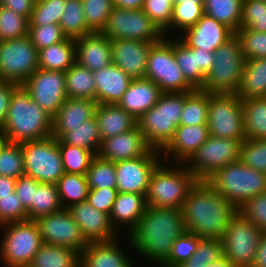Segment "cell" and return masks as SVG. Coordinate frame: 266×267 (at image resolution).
Returning a JSON list of instances; mask_svg holds the SVG:
<instances>
[{
  "label": "cell",
  "mask_w": 266,
  "mask_h": 267,
  "mask_svg": "<svg viewBox=\"0 0 266 267\" xmlns=\"http://www.w3.org/2000/svg\"><path fill=\"white\" fill-rule=\"evenodd\" d=\"M243 0H204V14L229 27L240 28Z\"/></svg>",
  "instance_id": "39"
},
{
  "label": "cell",
  "mask_w": 266,
  "mask_h": 267,
  "mask_svg": "<svg viewBox=\"0 0 266 267\" xmlns=\"http://www.w3.org/2000/svg\"><path fill=\"white\" fill-rule=\"evenodd\" d=\"M246 139H266V97L242 100Z\"/></svg>",
  "instance_id": "34"
},
{
  "label": "cell",
  "mask_w": 266,
  "mask_h": 267,
  "mask_svg": "<svg viewBox=\"0 0 266 267\" xmlns=\"http://www.w3.org/2000/svg\"><path fill=\"white\" fill-rule=\"evenodd\" d=\"M206 182L237 209L247 200L266 192V172L250 168L240 160L220 168Z\"/></svg>",
  "instance_id": "6"
},
{
  "label": "cell",
  "mask_w": 266,
  "mask_h": 267,
  "mask_svg": "<svg viewBox=\"0 0 266 267\" xmlns=\"http://www.w3.org/2000/svg\"><path fill=\"white\" fill-rule=\"evenodd\" d=\"M28 267H80V252L43 243Z\"/></svg>",
  "instance_id": "35"
},
{
  "label": "cell",
  "mask_w": 266,
  "mask_h": 267,
  "mask_svg": "<svg viewBox=\"0 0 266 267\" xmlns=\"http://www.w3.org/2000/svg\"><path fill=\"white\" fill-rule=\"evenodd\" d=\"M75 62L90 71H98L112 64L111 40L101 32H93L75 39Z\"/></svg>",
  "instance_id": "25"
},
{
  "label": "cell",
  "mask_w": 266,
  "mask_h": 267,
  "mask_svg": "<svg viewBox=\"0 0 266 267\" xmlns=\"http://www.w3.org/2000/svg\"><path fill=\"white\" fill-rule=\"evenodd\" d=\"M174 3H183V4H204V0H175Z\"/></svg>",
  "instance_id": "68"
},
{
  "label": "cell",
  "mask_w": 266,
  "mask_h": 267,
  "mask_svg": "<svg viewBox=\"0 0 266 267\" xmlns=\"http://www.w3.org/2000/svg\"><path fill=\"white\" fill-rule=\"evenodd\" d=\"M57 185L53 183H39L34 190L32 201V220L47 216L62 210Z\"/></svg>",
  "instance_id": "42"
},
{
  "label": "cell",
  "mask_w": 266,
  "mask_h": 267,
  "mask_svg": "<svg viewBox=\"0 0 266 267\" xmlns=\"http://www.w3.org/2000/svg\"><path fill=\"white\" fill-rule=\"evenodd\" d=\"M0 227L4 230L0 243L3 267H28L43 244L36 221L25 220Z\"/></svg>",
  "instance_id": "8"
},
{
  "label": "cell",
  "mask_w": 266,
  "mask_h": 267,
  "mask_svg": "<svg viewBox=\"0 0 266 267\" xmlns=\"http://www.w3.org/2000/svg\"><path fill=\"white\" fill-rule=\"evenodd\" d=\"M223 257V244L220 239H201L194 254L179 267H206Z\"/></svg>",
  "instance_id": "48"
},
{
  "label": "cell",
  "mask_w": 266,
  "mask_h": 267,
  "mask_svg": "<svg viewBox=\"0 0 266 267\" xmlns=\"http://www.w3.org/2000/svg\"><path fill=\"white\" fill-rule=\"evenodd\" d=\"M126 255L117 239L88 243L80 253V267H134Z\"/></svg>",
  "instance_id": "29"
},
{
  "label": "cell",
  "mask_w": 266,
  "mask_h": 267,
  "mask_svg": "<svg viewBox=\"0 0 266 267\" xmlns=\"http://www.w3.org/2000/svg\"><path fill=\"white\" fill-rule=\"evenodd\" d=\"M241 143L236 139L209 136L185 165L199 181H206L220 168L240 160Z\"/></svg>",
  "instance_id": "13"
},
{
  "label": "cell",
  "mask_w": 266,
  "mask_h": 267,
  "mask_svg": "<svg viewBox=\"0 0 266 267\" xmlns=\"http://www.w3.org/2000/svg\"><path fill=\"white\" fill-rule=\"evenodd\" d=\"M22 86L32 100L52 117L68 98L64 71L38 68Z\"/></svg>",
  "instance_id": "16"
},
{
  "label": "cell",
  "mask_w": 266,
  "mask_h": 267,
  "mask_svg": "<svg viewBox=\"0 0 266 267\" xmlns=\"http://www.w3.org/2000/svg\"><path fill=\"white\" fill-rule=\"evenodd\" d=\"M262 231L237 212L229 222L222 237L223 256L234 267H252Z\"/></svg>",
  "instance_id": "11"
},
{
  "label": "cell",
  "mask_w": 266,
  "mask_h": 267,
  "mask_svg": "<svg viewBox=\"0 0 266 267\" xmlns=\"http://www.w3.org/2000/svg\"><path fill=\"white\" fill-rule=\"evenodd\" d=\"M173 53L185 80L194 89H201L215 60L214 52L189 48L177 37L173 39Z\"/></svg>",
  "instance_id": "20"
},
{
  "label": "cell",
  "mask_w": 266,
  "mask_h": 267,
  "mask_svg": "<svg viewBox=\"0 0 266 267\" xmlns=\"http://www.w3.org/2000/svg\"><path fill=\"white\" fill-rule=\"evenodd\" d=\"M66 93L69 98L96 101V84L93 71L76 62L65 72Z\"/></svg>",
  "instance_id": "36"
},
{
  "label": "cell",
  "mask_w": 266,
  "mask_h": 267,
  "mask_svg": "<svg viewBox=\"0 0 266 267\" xmlns=\"http://www.w3.org/2000/svg\"><path fill=\"white\" fill-rule=\"evenodd\" d=\"M62 156V164L66 173L86 175L92 159L96 156L92 151L71 146L58 139Z\"/></svg>",
  "instance_id": "43"
},
{
  "label": "cell",
  "mask_w": 266,
  "mask_h": 267,
  "mask_svg": "<svg viewBox=\"0 0 266 267\" xmlns=\"http://www.w3.org/2000/svg\"><path fill=\"white\" fill-rule=\"evenodd\" d=\"M25 220H28V213L15 191L11 196L0 197V226Z\"/></svg>",
  "instance_id": "58"
},
{
  "label": "cell",
  "mask_w": 266,
  "mask_h": 267,
  "mask_svg": "<svg viewBox=\"0 0 266 267\" xmlns=\"http://www.w3.org/2000/svg\"><path fill=\"white\" fill-rule=\"evenodd\" d=\"M95 118L102 141L135 128L138 122L118 104H98Z\"/></svg>",
  "instance_id": "31"
},
{
  "label": "cell",
  "mask_w": 266,
  "mask_h": 267,
  "mask_svg": "<svg viewBox=\"0 0 266 267\" xmlns=\"http://www.w3.org/2000/svg\"><path fill=\"white\" fill-rule=\"evenodd\" d=\"M159 265V266H158ZM157 266L158 267H175V266H169V265H166L164 263H157Z\"/></svg>",
  "instance_id": "69"
},
{
  "label": "cell",
  "mask_w": 266,
  "mask_h": 267,
  "mask_svg": "<svg viewBox=\"0 0 266 267\" xmlns=\"http://www.w3.org/2000/svg\"><path fill=\"white\" fill-rule=\"evenodd\" d=\"M110 40L130 39L157 43L165 36L142 10L113 6L105 28L101 32Z\"/></svg>",
  "instance_id": "14"
},
{
  "label": "cell",
  "mask_w": 266,
  "mask_h": 267,
  "mask_svg": "<svg viewBox=\"0 0 266 267\" xmlns=\"http://www.w3.org/2000/svg\"><path fill=\"white\" fill-rule=\"evenodd\" d=\"M18 86L14 82L0 80V127L5 123L11 96Z\"/></svg>",
  "instance_id": "61"
},
{
  "label": "cell",
  "mask_w": 266,
  "mask_h": 267,
  "mask_svg": "<svg viewBox=\"0 0 266 267\" xmlns=\"http://www.w3.org/2000/svg\"><path fill=\"white\" fill-rule=\"evenodd\" d=\"M208 125H179L172 139L160 151L161 158L185 164L209 137Z\"/></svg>",
  "instance_id": "23"
},
{
  "label": "cell",
  "mask_w": 266,
  "mask_h": 267,
  "mask_svg": "<svg viewBox=\"0 0 266 267\" xmlns=\"http://www.w3.org/2000/svg\"><path fill=\"white\" fill-rule=\"evenodd\" d=\"M84 17L92 32H102L113 8L112 0H82Z\"/></svg>",
  "instance_id": "47"
},
{
  "label": "cell",
  "mask_w": 266,
  "mask_h": 267,
  "mask_svg": "<svg viewBox=\"0 0 266 267\" xmlns=\"http://www.w3.org/2000/svg\"><path fill=\"white\" fill-rule=\"evenodd\" d=\"M29 19L3 6L0 7V41L28 35Z\"/></svg>",
  "instance_id": "46"
},
{
  "label": "cell",
  "mask_w": 266,
  "mask_h": 267,
  "mask_svg": "<svg viewBox=\"0 0 266 267\" xmlns=\"http://www.w3.org/2000/svg\"><path fill=\"white\" fill-rule=\"evenodd\" d=\"M155 43L141 40H111V61L132 79L145 77L148 54Z\"/></svg>",
  "instance_id": "22"
},
{
  "label": "cell",
  "mask_w": 266,
  "mask_h": 267,
  "mask_svg": "<svg viewBox=\"0 0 266 267\" xmlns=\"http://www.w3.org/2000/svg\"><path fill=\"white\" fill-rule=\"evenodd\" d=\"M160 151L151 149L145 156L115 162L118 193L147 194L151 174L163 160Z\"/></svg>",
  "instance_id": "17"
},
{
  "label": "cell",
  "mask_w": 266,
  "mask_h": 267,
  "mask_svg": "<svg viewBox=\"0 0 266 267\" xmlns=\"http://www.w3.org/2000/svg\"><path fill=\"white\" fill-rule=\"evenodd\" d=\"M236 95L241 100L266 97V58L246 60Z\"/></svg>",
  "instance_id": "33"
},
{
  "label": "cell",
  "mask_w": 266,
  "mask_h": 267,
  "mask_svg": "<svg viewBox=\"0 0 266 267\" xmlns=\"http://www.w3.org/2000/svg\"><path fill=\"white\" fill-rule=\"evenodd\" d=\"M76 59V41L66 37L63 41L38 51V68L66 72Z\"/></svg>",
  "instance_id": "32"
},
{
  "label": "cell",
  "mask_w": 266,
  "mask_h": 267,
  "mask_svg": "<svg viewBox=\"0 0 266 267\" xmlns=\"http://www.w3.org/2000/svg\"><path fill=\"white\" fill-rule=\"evenodd\" d=\"M52 118L32 100L30 93L19 85L11 96L2 127L10 142L41 140L52 136Z\"/></svg>",
  "instance_id": "3"
},
{
  "label": "cell",
  "mask_w": 266,
  "mask_h": 267,
  "mask_svg": "<svg viewBox=\"0 0 266 267\" xmlns=\"http://www.w3.org/2000/svg\"><path fill=\"white\" fill-rule=\"evenodd\" d=\"M13 179L24 175V159L20 143L9 142L0 151V176Z\"/></svg>",
  "instance_id": "49"
},
{
  "label": "cell",
  "mask_w": 266,
  "mask_h": 267,
  "mask_svg": "<svg viewBox=\"0 0 266 267\" xmlns=\"http://www.w3.org/2000/svg\"><path fill=\"white\" fill-rule=\"evenodd\" d=\"M214 62L200 90L208 93L236 94L246 59L234 35L214 51Z\"/></svg>",
  "instance_id": "7"
},
{
  "label": "cell",
  "mask_w": 266,
  "mask_h": 267,
  "mask_svg": "<svg viewBox=\"0 0 266 267\" xmlns=\"http://www.w3.org/2000/svg\"><path fill=\"white\" fill-rule=\"evenodd\" d=\"M10 142L3 127H0V151Z\"/></svg>",
  "instance_id": "67"
},
{
  "label": "cell",
  "mask_w": 266,
  "mask_h": 267,
  "mask_svg": "<svg viewBox=\"0 0 266 267\" xmlns=\"http://www.w3.org/2000/svg\"><path fill=\"white\" fill-rule=\"evenodd\" d=\"M185 103L184 93H162L158 102L137 122L147 144L161 151L172 139L180 125Z\"/></svg>",
  "instance_id": "5"
},
{
  "label": "cell",
  "mask_w": 266,
  "mask_h": 267,
  "mask_svg": "<svg viewBox=\"0 0 266 267\" xmlns=\"http://www.w3.org/2000/svg\"><path fill=\"white\" fill-rule=\"evenodd\" d=\"M117 195L116 188L90 189L86 201L97 210L110 214Z\"/></svg>",
  "instance_id": "60"
},
{
  "label": "cell",
  "mask_w": 266,
  "mask_h": 267,
  "mask_svg": "<svg viewBox=\"0 0 266 267\" xmlns=\"http://www.w3.org/2000/svg\"><path fill=\"white\" fill-rule=\"evenodd\" d=\"M234 35L229 27L204 14L194 26L185 30L178 38L189 48L214 52Z\"/></svg>",
  "instance_id": "21"
},
{
  "label": "cell",
  "mask_w": 266,
  "mask_h": 267,
  "mask_svg": "<svg viewBox=\"0 0 266 267\" xmlns=\"http://www.w3.org/2000/svg\"><path fill=\"white\" fill-rule=\"evenodd\" d=\"M240 161L250 168L266 172V139H245L240 147Z\"/></svg>",
  "instance_id": "54"
},
{
  "label": "cell",
  "mask_w": 266,
  "mask_h": 267,
  "mask_svg": "<svg viewBox=\"0 0 266 267\" xmlns=\"http://www.w3.org/2000/svg\"><path fill=\"white\" fill-rule=\"evenodd\" d=\"M2 4H3V0H0V7L2 6Z\"/></svg>",
  "instance_id": "70"
},
{
  "label": "cell",
  "mask_w": 266,
  "mask_h": 267,
  "mask_svg": "<svg viewBox=\"0 0 266 267\" xmlns=\"http://www.w3.org/2000/svg\"><path fill=\"white\" fill-rule=\"evenodd\" d=\"M16 179L0 176V197L11 196L15 191Z\"/></svg>",
  "instance_id": "64"
},
{
  "label": "cell",
  "mask_w": 266,
  "mask_h": 267,
  "mask_svg": "<svg viewBox=\"0 0 266 267\" xmlns=\"http://www.w3.org/2000/svg\"><path fill=\"white\" fill-rule=\"evenodd\" d=\"M238 212L262 232L266 231V192L247 200L238 208Z\"/></svg>",
  "instance_id": "57"
},
{
  "label": "cell",
  "mask_w": 266,
  "mask_h": 267,
  "mask_svg": "<svg viewBox=\"0 0 266 267\" xmlns=\"http://www.w3.org/2000/svg\"><path fill=\"white\" fill-rule=\"evenodd\" d=\"M206 267H234V265L225 256H223L218 261L211 262Z\"/></svg>",
  "instance_id": "66"
},
{
  "label": "cell",
  "mask_w": 266,
  "mask_h": 267,
  "mask_svg": "<svg viewBox=\"0 0 266 267\" xmlns=\"http://www.w3.org/2000/svg\"><path fill=\"white\" fill-rule=\"evenodd\" d=\"M89 189L116 188L115 163L96 155L86 173Z\"/></svg>",
  "instance_id": "44"
},
{
  "label": "cell",
  "mask_w": 266,
  "mask_h": 267,
  "mask_svg": "<svg viewBox=\"0 0 266 267\" xmlns=\"http://www.w3.org/2000/svg\"><path fill=\"white\" fill-rule=\"evenodd\" d=\"M60 140L68 145L92 151L95 155L98 154L102 144L95 117L77 127H69V132L65 133Z\"/></svg>",
  "instance_id": "38"
},
{
  "label": "cell",
  "mask_w": 266,
  "mask_h": 267,
  "mask_svg": "<svg viewBox=\"0 0 266 267\" xmlns=\"http://www.w3.org/2000/svg\"><path fill=\"white\" fill-rule=\"evenodd\" d=\"M203 15L204 4L174 3L171 31L179 30L180 33H183L194 26Z\"/></svg>",
  "instance_id": "53"
},
{
  "label": "cell",
  "mask_w": 266,
  "mask_h": 267,
  "mask_svg": "<svg viewBox=\"0 0 266 267\" xmlns=\"http://www.w3.org/2000/svg\"><path fill=\"white\" fill-rule=\"evenodd\" d=\"M145 78L156 83L163 93L192 92L173 53V38L164 37L153 44L148 54Z\"/></svg>",
  "instance_id": "9"
},
{
  "label": "cell",
  "mask_w": 266,
  "mask_h": 267,
  "mask_svg": "<svg viewBox=\"0 0 266 267\" xmlns=\"http://www.w3.org/2000/svg\"><path fill=\"white\" fill-rule=\"evenodd\" d=\"M66 0H36L29 19V26L59 24L65 9Z\"/></svg>",
  "instance_id": "45"
},
{
  "label": "cell",
  "mask_w": 266,
  "mask_h": 267,
  "mask_svg": "<svg viewBox=\"0 0 266 267\" xmlns=\"http://www.w3.org/2000/svg\"><path fill=\"white\" fill-rule=\"evenodd\" d=\"M175 0H144L142 10L151 18L159 30L168 37Z\"/></svg>",
  "instance_id": "50"
},
{
  "label": "cell",
  "mask_w": 266,
  "mask_h": 267,
  "mask_svg": "<svg viewBox=\"0 0 266 267\" xmlns=\"http://www.w3.org/2000/svg\"><path fill=\"white\" fill-rule=\"evenodd\" d=\"M59 25L63 34L72 39L93 33L85 21L82 0H66Z\"/></svg>",
  "instance_id": "41"
},
{
  "label": "cell",
  "mask_w": 266,
  "mask_h": 267,
  "mask_svg": "<svg viewBox=\"0 0 266 267\" xmlns=\"http://www.w3.org/2000/svg\"><path fill=\"white\" fill-rule=\"evenodd\" d=\"M169 164V165H168ZM199 180L183 163L161 161L153 170L146 194L148 207L181 209Z\"/></svg>",
  "instance_id": "4"
},
{
  "label": "cell",
  "mask_w": 266,
  "mask_h": 267,
  "mask_svg": "<svg viewBox=\"0 0 266 267\" xmlns=\"http://www.w3.org/2000/svg\"><path fill=\"white\" fill-rule=\"evenodd\" d=\"M186 231L201 239H220L238 209L208 182L198 181L181 208Z\"/></svg>",
  "instance_id": "2"
},
{
  "label": "cell",
  "mask_w": 266,
  "mask_h": 267,
  "mask_svg": "<svg viewBox=\"0 0 266 267\" xmlns=\"http://www.w3.org/2000/svg\"><path fill=\"white\" fill-rule=\"evenodd\" d=\"M112 1H113V6L129 10L142 9L144 5V0H112Z\"/></svg>",
  "instance_id": "65"
},
{
  "label": "cell",
  "mask_w": 266,
  "mask_h": 267,
  "mask_svg": "<svg viewBox=\"0 0 266 267\" xmlns=\"http://www.w3.org/2000/svg\"><path fill=\"white\" fill-rule=\"evenodd\" d=\"M209 93L200 89L185 92L180 125H207Z\"/></svg>",
  "instance_id": "40"
},
{
  "label": "cell",
  "mask_w": 266,
  "mask_h": 267,
  "mask_svg": "<svg viewBox=\"0 0 266 267\" xmlns=\"http://www.w3.org/2000/svg\"><path fill=\"white\" fill-rule=\"evenodd\" d=\"M185 232L181 209L147 207L137 226L127 235V242L145 260L164 263L175 240Z\"/></svg>",
  "instance_id": "1"
},
{
  "label": "cell",
  "mask_w": 266,
  "mask_h": 267,
  "mask_svg": "<svg viewBox=\"0 0 266 267\" xmlns=\"http://www.w3.org/2000/svg\"><path fill=\"white\" fill-rule=\"evenodd\" d=\"M98 104H118L127 91L132 78L115 64L93 72Z\"/></svg>",
  "instance_id": "28"
},
{
  "label": "cell",
  "mask_w": 266,
  "mask_h": 267,
  "mask_svg": "<svg viewBox=\"0 0 266 267\" xmlns=\"http://www.w3.org/2000/svg\"><path fill=\"white\" fill-rule=\"evenodd\" d=\"M38 69V50L29 36L0 41V80L22 85Z\"/></svg>",
  "instance_id": "15"
},
{
  "label": "cell",
  "mask_w": 266,
  "mask_h": 267,
  "mask_svg": "<svg viewBox=\"0 0 266 267\" xmlns=\"http://www.w3.org/2000/svg\"><path fill=\"white\" fill-rule=\"evenodd\" d=\"M240 28L266 32V0H243Z\"/></svg>",
  "instance_id": "52"
},
{
  "label": "cell",
  "mask_w": 266,
  "mask_h": 267,
  "mask_svg": "<svg viewBox=\"0 0 266 267\" xmlns=\"http://www.w3.org/2000/svg\"><path fill=\"white\" fill-rule=\"evenodd\" d=\"M151 149L137 125L127 132L103 140L97 155L115 163L145 156Z\"/></svg>",
  "instance_id": "24"
},
{
  "label": "cell",
  "mask_w": 266,
  "mask_h": 267,
  "mask_svg": "<svg viewBox=\"0 0 266 267\" xmlns=\"http://www.w3.org/2000/svg\"><path fill=\"white\" fill-rule=\"evenodd\" d=\"M67 210L78 224L87 243L119 239L120 235L116 234L118 232L112 226L109 214L97 210L87 201L74 204Z\"/></svg>",
  "instance_id": "19"
},
{
  "label": "cell",
  "mask_w": 266,
  "mask_h": 267,
  "mask_svg": "<svg viewBox=\"0 0 266 267\" xmlns=\"http://www.w3.org/2000/svg\"><path fill=\"white\" fill-rule=\"evenodd\" d=\"M162 93L156 83L145 77L133 79L118 105L138 120L158 102Z\"/></svg>",
  "instance_id": "27"
},
{
  "label": "cell",
  "mask_w": 266,
  "mask_h": 267,
  "mask_svg": "<svg viewBox=\"0 0 266 267\" xmlns=\"http://www.w3.org/2000/svg\"><path fill=\"white\" fill-rule=\"evenodd\" d=\"M97 105L92 99L68 97L52 118V136L60 139L69 132V127H77L94 118Z\"/></svg>",
  "instance_id": "26"
},
{
  "label": "cell",
  "mask_w": 266,
  "mask_h": 267,
  "mask_svg": "<svg viewBox=\"0 0 266 267\" xmlns=\"http://www.w3.org/2000/svg\"><path fill=\"white\" fill-rule=\"evenodd\" d=\"M36 0H3L2 6L30 19Z\"/></svg>",
  "instance_id": "62"
},
{
  "label": "cell",
  "mask_w": 266,
  "mask_h": 267,
  "mask_svg": "<svg viewBox=\"0 0 266 267\" xmlns=\"http://www.w3.org/2000/svg\"><path fill=\"white\" fill-rule=\"evenodd\" d=\"M24 175L39 183L56 184L63 175L62 156L58 139L53 136L41 140L21 142Z\"/></svg>",
  "instance_id": "10"
},
{
  "label": "cell",
  "mask_w": 266,
  "mask_h": 267,
  "mask_svg": "<svg viewBox=\"0 0 266 267\" xmlns=\"http://www.w3.org/2000/svg\"><path fill=\"white\" fill-rule=\"evenodd\" d=\"M56 185L64 209L87 200L90 189L86 175L64 172Z\"/></svg>",
  "instance_id": "37"
},
{
  "label": "cell",
  "mask_w": 266,
  "mask_h": 267,
  "mask_svg": "<svg viewBox=\"0 0 266 267\" xmlns=\"http://www.w3.org/2000/svg\"><path fill=\"white\" fill-rule=\"evenodd\" d=\"M200 241L199 236L186 231L175 240L170 255L164 264L179 267L194 254Z\"/></svg>",
  "instance_id": "55"
},
{
  "label": "cell",
  "mask_w": 266,
  "mask_h": 267,
  "mask_svg": "<svg viewBox=\"0 0 266 267\" xmlns=\"http://www.w3.org/2000/svg\"><path fill=\"white\" fill-rule=\"evenodd\" d=\"M246 60L266 58V32L261 33L247 28L235 32Z\"/></svg>",
  "instance_id": "51"
},
{
  "label": "cell",
  "mask_w": 266,
  "mask_h": 267,
  "mask_svg": "<svg viewBox=\"0 0 266 267\" xmlns=\"http://www.w3.org/2000/svg\"><path fill=\"white\" fill-rule=\"evenodd\" d=\"M35 221L44 244L67 247L80 253L88 245L67 209L63 208Z\"/></svg>",
  "instance_id": "18"
},
{
  "label": "cell",
  "mask_w": 266,
  "mask_h": 267,
  "mask_svg": "<svg viewBox=\"0 0 266 267\" xmlns=\"http://www.w3.org/2000/svg\"><path fill=\"white\" fill-rule=\"evenodd\" d=\"M39 182L32 177L22 175L16 179L15 192L22 206L28 213V220H32V201L34 190Z\"/></svg>",
  "instance_id": "59"
},
{
  "label": "cell",
  "mask_w": 266,
  "mask_h": 267,
  "mask_svg": "<svg viewBox=\"0 0 266 267\" xmlns=\"http://www.w3.org/2000/svg\"><path fill=\"white\" fill-rule=\"evenodd\" d=\"M28 36L38 51L66 38L61 26L56 23L46 24L45 26H29Z\"/></svg>",
  "instance_id": "56"
},
{
  "label": "cell",
  "mask_w": 266,
  "mask_h": 267,
  "mask_svg": "<svg viewBox=\"0 0 266 267\" xmlns=\"http://www.w3.org/2000/svg\"><path fill=\"white\" fill-rule=\"evenodd\" d=\"M252 267H266V231L262 232L256 259Z\"/></svg>",
  "instance_id": "63"
},
{
  "label": "cell",
  "mask_w": 266,
  "mask_h": 267,
  "mask_svg": "<svg viewBox=\"0 0 266 267\" xmlns=\"http://www.w3.org/2000/svg\"><path fill=\"white\" fill-rule=\"evenodd\" d=\"M209 135L240 140L244 133L242 100L236 94L209 93Z\"/></svg>",
  "instance_id": "12"
},
{
  "label": "cell",
  "mask_w": 266,
  "mask_h": 267,
  "mask_svg": "<svg viewBox=\"0 0 266 267\" xmlns=\"http://www.w3.org/2000/svg\"><path fill=\"white\" fill-rule=\"evenodd\" d=\"M147 207L144 194L118 193L109 214L112 226L117 232L126 226L128 235L137 226Z\"/></svg>",
  "instance_id": "30"
}]
</instances>
